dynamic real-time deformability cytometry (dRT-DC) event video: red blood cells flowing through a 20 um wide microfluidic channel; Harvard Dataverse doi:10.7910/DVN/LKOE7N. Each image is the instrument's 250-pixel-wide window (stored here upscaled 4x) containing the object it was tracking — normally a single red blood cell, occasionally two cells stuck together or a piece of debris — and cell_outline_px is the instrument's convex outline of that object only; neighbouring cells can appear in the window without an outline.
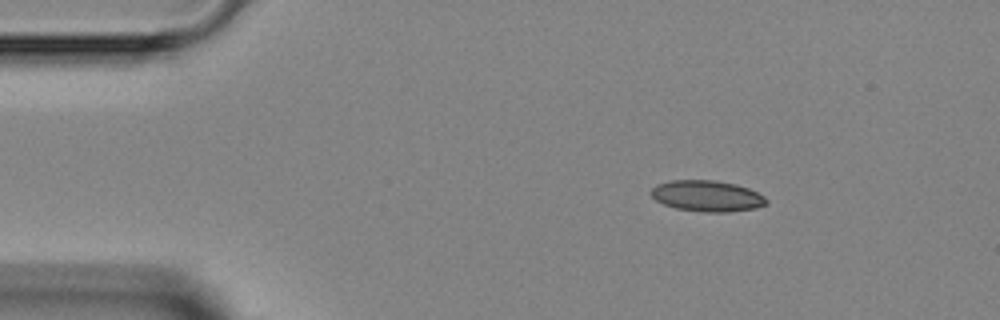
{"species": "Egyptian fruit bat (a non-hibernating species)", "species_latin": "Rousettus aegyptiacus", "temperature_condition": "room temperature", "stored_images_in_passage": 1, "camera_frame_rate_fps": 3000, "um_per_image_px": 0.085, "animal": {"sex": "female"}, "frame": {"image": 1, "passage_image": 1, "time_ms": 0.0, "image_size_px": [1000, 320], "cell_outline_px": [[768, 204], [756, 208], [728, 212], [704, 212], [676, 208], [664, 204], [656, 200], [648, 192], [656, 184], [672, 180], [716, 180], [736, 184], [748, 188], [764, 196], [768, 200]], "centroid_in_image_um": [60.1, 16.65], "position_along_channel_um": 24.9, "area_um2": 20.98}}